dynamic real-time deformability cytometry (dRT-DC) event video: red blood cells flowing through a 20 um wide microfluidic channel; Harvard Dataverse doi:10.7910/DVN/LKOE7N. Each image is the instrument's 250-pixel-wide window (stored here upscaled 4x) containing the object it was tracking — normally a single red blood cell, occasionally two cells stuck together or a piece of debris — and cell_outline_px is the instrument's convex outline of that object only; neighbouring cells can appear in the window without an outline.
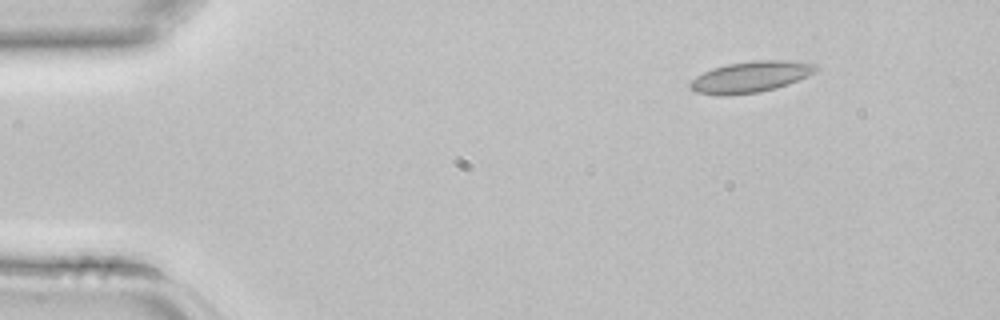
{"species": "common noctule bat (a hibernating species)", "species_latin": "Nyctalus noctula", "temperature_condition": "room temperature", "stored_images_in_passage": 2, "camera_frame_rate_fps": 3000, "um_per_image_px": 0.085, "animal": {"sex": "female", "body_mass_g": 22.7, "forearm_length_mm": 54.2}, "frame": {"image": 1, "passage_image": 1, "time_ms": 0.0, "image_size_px": [1000, 320], "cell_outline_px": [[816, 68], [812, 72], [788, 84], [776, 88], [760, 92], [728, 96], [716, 96], [696, 92], [688, 84], [696, 76], [712, 68], [728, 64], [752, 60], [784, 60], [816, 64]], "centroid_in_image_um": [63.72, 6.55], "position_along_channel_um": 21.3, "area_um2": 22.6}}
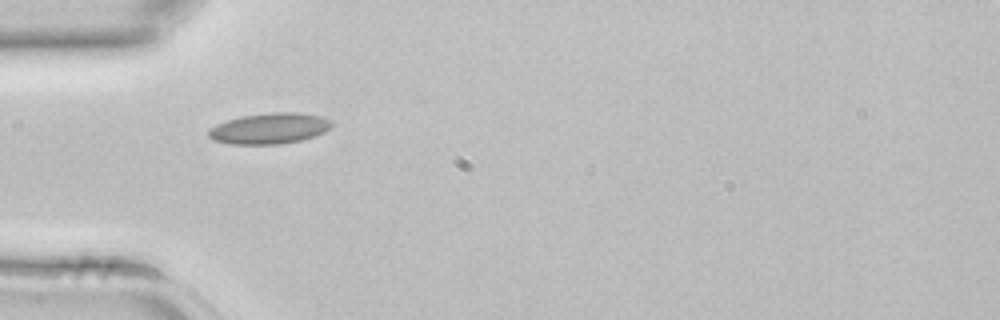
{"frame": {"image": 2, "passage_image": 2, "time_ms": 0.333, "image_size_px": [1000, 320], "cell_outline_px": [[332, 128], [316, 136], [300, 140], [280, 144], [232, 144], [212, 140], [208, 136], [208, 128], [216, 124], [240, 116], [272, 112], [300, 112], [320, 116], [332, 120]], "centroid_in_image_um": [22.91, 10.91], "position_along_channel_um": 62.1, "area_um2": 22.37}}